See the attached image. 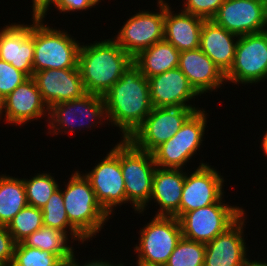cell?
Wrapping results in <instances>:
<instances>
[{
    "mask_svg": "<svg viewBox=\"0 0 267 266\" xmlns=\"http://www.w3.org/2000/svg\"><path fill=\"white\" fill-rule=\"evenodd\" d=\"M178 68L201 96L227 84L225 74L200 48L180 52Z\"/></svg>",
    "mask_w": 267,
    "mask_h": 266,
    "instance_id": "7402d4cb",
    "label": "cell"
},
{
    "mask_svg": "<svg viewBox=\"0 0 267 266\" xmlns=\"http://www.w3.org/2000/svg\"><path fill=\"white\" fill-rule=\"evenodd\" d=\"M76 256H78V255H76V253L74 254V256H73V260H72V262H71V264L70 265H66V266H104V259L103 258H99V260H98V258L96 259V258H94V259H92V260H86V261H78L79 259L78 258H76Z\"/></svg>",
    "mask_w": 267,
    "mask_h": 266,
    "instance_id": "74e56055",
    "label": "cell"
},
{
    "mask_svg": "<svg viewBox=\"0 0 267 266\" xmlns=\"http://www.w3.org/2000/svg\"><path fill=\"white\" fill-rule=\"evenodd\" d=\"M38 172L34 176L30 175V179L23 177V183L28 205L41 209L61 183L49 171Z\"/></svg>",
    "mask_w": 267,
    "mask_h": 266,
    "instance_id": "f1b7e54d",
    "label": "cell"
},
{
    "mask_svg": "<svg viewBox=\"0 0 267 266\" xmlns=\"http://www.w3.org/2000/svg\"><path fill=\"white\" fill-rule=\"evenodd\" d=\"M185 170L171 168H155L152 182V192L149 203L136 214H143L153 206V202L159 209L153 216H166L179 218V206L184 186ZM148 207V208H147ZM145 211V212H144Z\"/></svg>",
    "mask_w": 267,
    "mask_h": 266,
    "instance_id": "44dd1931",
    "label": "cell"
},
{
    "mask_svg": "<svg viewBox=\"0 0 267 266\" xmlns=\"http://www.w3.org/2000/svg\"><path fill=\"white\" fill-rule=\"evenodd\" d=\"M207 118L209 114L202 107L185 121L172 138L157 147L152 152L156 167L187 170L188 163L203 147L205 131L208 132Z\"/></svg>",
    "mask_w": 267,
    "mask_h": 266,
    "instance_id": "8992f818",
    "label": "cell"
},
{
    "mask_svg": "<svg viewBox=\"0 0 267 266\" xmlns=\"http://www.w3.org/2000/svg\"><path fill=\"white\" fill-rule=\"evenodd\" d=\"M238 36L267 30V0H225L211 19Z\"/></svg>",
    "mask_w": 267,
    "mask_h": 266,
    "instance_id": "9a60e30c",
    "label": "cell"
},
{
    "mask_svg": "<svg viewBox=\"0 0 267 266\" xmlns=\"http://www.w3.org/2000/svg\"><path fill=\"white\" fill-rule=\"evenodd\" d=\"M109 126L128 139L152 111L148 79L133 62L103 95Z\"/></svg>",
    "mask_w": 267,
    "mask_h": 266,
    "instance_id": "6da1fadb",
    "label": "cell"
},
{
    "mask_svg": "<svg viewBox=\"0 0 267 266\" xmlns=\"http://www.w3.org/2000/svg\"><path fill=\"white\" fill-rule=\"evenodd\" d=\"M156 164L151 152L137 148L129 139H121V170L124 178L126 205L134 213L141 211L151 198Z\"/></svg>",
    "mask_w": 267,
    "mask_h": 266,
    "instance_id": "52a82bcc",
    "label": "cell"
},
{
    "mask_svg": "<svg viewBox=\"0 0 267 266\" xmlns=\"http://www.w3.org/2000/svg\"><path fill=\"white\" fill-rule=\"evenodd\" d=\"M32 78L48 108L59 102L82 97L87 93L78 67L45 69L35 72Z\"/></svg>",
    "mask_w": 267,
    "mask_h": 266,
    "instance_id": "ffe728a7",
    "label": "cell"
},
{
    "mask_svg": "<svg viewBox=\"0 0 267 266\" xmlns=\"http://www.w3.org/2000/svg\"><path fill=\"white\" fill-rule=\"evenodd\" d=\"M3 100H4V98H2V97L0 96V121L3 120V119H2V113H3Z\"/></svg>",
    "mask_w": 267,
    "mask_h": 266,
    "instance_id": "b9f144b4",
    "label": "cell"
},
{
    "mask_svg": "<svg viewBox=\"0 0 267 266\" xmlns=\"http://www.w3.org/2000/svg\"><path fill=\"white\" fill-rule=\"evenodd\" d=\"M251 258L249 255L245 258L244 262H243V265L242 266H267V259L265 258H262V260H252V259H249ZM263 259H265L263 261Z\"/></svg>",
    "mask_w": 267,
    "mask_h": 266,
    "instance_id": "f35d334b",
    "label": "cell"
},
{
    "mask_svg": "<svg viewBox=\"0 0 267 266\" xmlns=\"http://www.w3.org/2000/svg\"><path fill=\"white\" fill-rule=\"evenodd\" d=\"M150 220L137 232L139 242L133 247L136 263L165 266L182 238L180 223L176 217L154 216Z\"/></svg>",
    "mask_w": 267,
    "mask_h": 266,
    "instance_id": "ba28073f",
    "label": "cell"
},
{
    "mask_svg": "<svg viewBox=\"0 0 267 266\" xmlns=\"http://www.w3.org/2000/svg\"><path fill=\"white\" fill-rule=\"evenodd\" d=\"M30 20L32 23L8 22L0 27V59L28 77L34 74V18Z\"/></svg>",
    "mask_w": 267,
    "mask_h": 266,
    "instance_id": "e0dca14e",
    "label": "cell"
},
{
    "mask_svg": "<svg viewBox=\"0 0 267 266\" xmlns=\"http://www.w3.org/2000/svg\"><path fill=\"white\" fill-rule=\"evenodd\" d=\"M100 2L98 0H56L53 9L55 8L60 14L74 12L89 11L90 9L97 8Z\"/></svg>",
    "mask_w": 267,
    "mask_h": 266,
    "instance_id": "e575fe53",
    "label": "cell"
},
{
    "mask_svg": "<svg viewBox=\"0 0 267 266\" xmlns=\"http://www.w3.org/2000/svg\"><path fill=\"white\" fill-rule=\"evenodd\" d=\"M15 244L7 227L0 224V266H11Z\"/></svg>",
    "mask_w": 267,
    "mask_h": 266,
    "instance_id": "d590c367",
    "label": "cell"
},
{
    "mask_svg": "<svg viewBox=\"0 0 267 266\" xmlns=\"http://www.w3.org/2000/svg\"><path fill=\"white\" fill-rule=\"evenodd\" d=\"M43 226L65 232L74 242L83 245L89 241L69 222L64 207L62 189L59 187L49 198L46 205L41 208Z\"/></svg>",
    "mask_w": 267,
    "mask_h": 266,
    "instance_id": "83f0119b",
    "label": "cell"
},
{
    "mask_svg": "<svg viewBox=\"0 0 267 266\" xmlns=\"http://www.w3.org/2000/svg\"><path fill=\"white\" fill-rule=\"evenodd\" d=\"M247 217L248 215L245 212L224 233L219 234L211 242L205 244L206 250L203 266L243 265L245 258L249 254V246L245 242L246 234H244V228L249 223L248 221L246 222Z\"/></svg>",
    "mask_w": 267,
    "mask_h": 266,
    "instance_id": "d6986e66",
    "label": "cell"
},
{
    "mask_svg": "<svg viewBox=\"0 0 267 266\" xmlns=\"http://www.w3.org/2000/svg\"><path fill=\"white\" fill-rule=\"evenodd\" d=\"M156 1L155 11L139 8L111 37L132 58L164 39L165 0Z\"/></svg>",
    "mask_w": 267,
    "mask_h": 266,
    "instance_id": "8fae6325",
    "label": "cell"
},
{
    "mask_svg": "<svg viewBox=\"0 0 267 266\" xmlns=\"http://www.w3.org/2000/svg\"><path fill=\"white\" fill-rule=\"evenodd\" d=\"M56 0H32V18H45L47 13L52 10L51 8L55 5Z\"/></svg>",
    "mask_w": 267,
    "mask_h": 266,
    "instance_id": "8d00e7d4",
    "label": "cell"
},
{
    "mask_svg": "<svg viewBox=\"0 0 267 266\" xmlns=\"http://www.w3.org/2000/svg\"><path fill=\"white\" fill-rule=\"evenodd\" d=\"M202 108L153 107L144 122L128 138L137 148L153 152L172 138L185 121Z\"/></svg>",
    "mask_w": 267,
    "mask_h": 266,
    "instance_id": "4fadbf2b",
    "label": "cell"
},
{
    "mask_svg": "<svg viewBox=\"0 0 267 266\" xmlns=\"http://www.w3.org/2000/svg\"><path fill=\"white\" fill-rule=\"evenodd\" d=\"M42 226L41 209L27 205L13 217L6 227L14 242L19 243Z\"/></svg>",
    "mask_w": 267,
    "mask_h": 266,
    "instance_id": "f546056e",
    "label": "cell"
},
{
    "mask_svg": "<svg viewBox=\"0 0 267 266\" xmlns=\"http://www.w3.org/2000/svg\"><path fill=\"white\" fill-rule=\"evenodd\" d=\"M82 42L78 68L87 93L103 96L133 63V58L112 38Z\"/></svg>",
    "mask_w": 267,
    "mask_h": 266,
    "instance_id": "7a4b0ae2",
    "label": "cell"
},
{
    "mask_svg": "<svg viewBox=\"0 0 267 266\" xmlns=\"http://www.w3.org/2000/svg\"><path fill=\"white\" fill-rule=\"evenodd\" d=\"M28 205L23 178L0 174V224L7 226Z\"/></svg>",
    "mask_w": 267,
    "mask_h": 266,
    "instance_id": "4316f807",
    "label": "cell"
},
{
    "mask_svg": "<svg viewBox=\"0 0 267 266\" xmlns=\"http://www.w3.org/2000/svg\"><path fill=\"white\" fill-rule=\"evenodd\" d=\"M265 132V133H264ZM263 132V135H262V140L260 142V146L259 147L263 152L264 156L267 157V128H266V131Z\"/></svg>",
    "mask_w": 267,
    "mask_h": 266,
    "instance_id": "ab89813d",
    "label": "cell"
},
{
    "mask_svg": "<svg viewBox=\"0 0 267 266\" xmlns=\"http://www.w3.org/2000/svg\"><path fill=\"white\" fill-rule=\"evenodd\" d=\"M225 78L228 84L244 87L267 81V30L239 36L234 62Z\"/></svg>",
    "mask_w": 267,
    "mask_h": 266,
    "instance_id": "7c38bea8",
    "label": "cell"
},
{
    "mask_svg": "<svg viewBox=\"0 0 267 266\" xmlns=\"http://www.w3.org/2000/svg\"><path fill=\"white\" fill-rule=\"evenodd\" d=\"M11 266H66V264L51 252L19 242L15 244Z\"/></svg>",
    "mask_w": 267,
    "mask_h": 266,
    "instance_id": "4dcf8cb0",
    "label": "cell"
},
{
    "mask_svg": "<svg viewBox=\"0 0 267 266\" xmlns=\"http://www.w3.org/2000/svg\"><path fill=\"white\" fill-rule=\"evenodd\" d=\"M46 18H34V73L45 69L78 67L81 43L67 30L49 26Z\"/></svg>",
    "mask_w": 267,
    "mask_h": 266,
    "instance_id": "5b68a950",
    "label": "cell"
},
{
    "mask_svg": "<svg viewBox=\"0 0 267 266\" xmlns=\"http://www.w3.org/2000/svg\"><path fill=\"white\" fill-rule=\"evenodd\" d=\"M166 1L164 40L179 52L199 48L201 29L205 19L183 12L181 9L175 12L169 0Z\"/></svg>",
    "mask_w": 267,
    "mask_h": 266,
    "instance_id": "603a6c76",
    "label": "cell"
},
{
    "mask_svg": "<svg viewBox=\"0 0 267 266\" xmlns=\"http://www.w3.org/2000/svg\"><path fill=\"white\" fill-rule=\"evenodd\" d=\"M95 164L91 171L81 172L89 180L98 203L112 218L116 208L126 204L125 182L121 170V138Z\"/></svg>",
    "mask_w": 267,
    "mask_h": 266,
    "instance_id": "30bf717a",
    "label": "cell"
},
{
    "mask_svg": "<svg viewBox=\"0 0 267 266\" xmlns=\"http://www.w3.org/2000/svg\"><path fill=\"white\" fill-rule=\"evenodd\" d=\"M183 12L211 20L225 0H182Z\"/></svg>",
    "mask_w": 267,
    "mask_h": 266,
    "instance_id": "836d02e7",
    "label": "cell"
},
{
    "mask_svg": "<svg viewBox=\"0 0 267 266\" xmlns=\"http://www.w3.org/2000/svg\"><path fill=\"white\" fill-rule=\"evenodd\" d=\"M223 197L218 203L185 212L178 218L182 237L207 244L216 236L224 233L247 210L230 202L225 203Z\"/></svg>",
    "mask_w": 267,
    "mask_h": 266,
    "instance_id": "9c48e42d",
    "label": "cell"
},
{
    "mask_svg": "<svg viewBox=\"0 0 267 266\" xmlns=\"http://www.w3.org/2000/svg\"><path fill=\"white\" fill-rule=\"evenodd\" d=\"M102 125L109 127L103 96L86 93L82 97L52 105L45 134L55 137L82 130L95 131V128L104 127Z\"/></svg>",
    "mask_w": 267,
    "mask_h": 266,
    "instance_id": "277c9868",
    "label": "cell"
},
{
    "mask_svg": "<svg viewBox=\"0 0 267 266\" xmlns=\"http://www.w3.org/2000/svg\"><path fill=\"white\" fill-rule=\"evenodd\" d=\"M199 166L193 171L185 170L184 186L179 206V217L201 207L218 203L226 192L223 174L212 165L200 160ZM189 171V172H188Z\"/></svg>",
    "mask_w": 267,
    "mask_h": 266,
    "instance_id": "5bb4252c",
    "label": "cell"
},
{
    "mask_svg": "<svg viewBox=\"0 0 267 266\" xmlns=\"http://www.w3.org/2000/svg\"><path fill=\"white\" fill-rule=\"evenodd\" d=\"M238 39L213 20H204L199 48L226 74L233 65Z\"/></svg>",
    "mask_w": 267,
    "mask_h": 266,
    "instance_id": "cb8c5ba5",
    "label": "cell"
},
{
    "mask_svg": "<svg viewBox=\"0 0 267 266\" xmlns=\"http://www.w3.org/2000/svg\"><path fill=\"white\" fill-rule=\"evenodd\" d=\"M74 170L68 182H62L65 188L60 185L64 207L69 222L90 242L112 218L98 203L89 180L79 169Z\"/></svg>",
    "mask_w": 267,
    "mask_h": 266,
    "instance_id": "3957f363",
    "label": "cell"
},
{
    "mask_svg": "<svg viewBox=\"0 0 267 266\" xmlns=\"http://www.w3.org/2000/svg\"><path fill=\"white\" fill-rule=\"evenodd\" d=\"M180 52L166 40L156 42L141 51L133 62L140 68L141 73L149 79L179 65Z\"/></svg>",
    "mask_w": 267,
    "mask_h": 266,
    "instance_id": "d4e9b609",
    "label": "cell"
},
{
    "mask_svg": "<svg viewBox=\"0 0 267 266\" xmlns=\"http://www.w3.org/2000/svg\"><path fill=\"white\" fill-rule=\"evenodd\" d=\"M29 77L10 63L0 59V96L5 98Z\"/></svg>",
    "mask_w": 267,
    "mask_h": 266,
    "instance_id": "d6a6232c",
    "label": "cell"
},
{
    "mask_svg": "<svg viewBox=\"0 0 267 266\" xmlns=\"http://www.w3.org/2000/svg\"><path fill=\"white\" fill-rule=\"evenodd\" d=\"M114 261H112V263H111V260L109 261V260H104V266H127L128 264H127V262H122L121 260H120V262L118 263L117 262V264L114 262ZM136 264V266H137V263H135Z\"/></svg>",
    "mask_w": 267,
    "mask_h": 266,
    "instance_id": "60d3db41",
    "label": "cell"
},
{
    "mask_svg": "<svg viewBox=\"0 0 267 266\" xmlns=\"http://www.w3.org/2000/svg\"><path fill=\"white\" fill-rule=\"evenodd\" d=\"M206 245L182 237L165 266H203Z\"/></svg>",
    "mask_w": 267,
    "mask_h": 266,
    "instance_id": "1f68e13d",
    "label": "cell"
},
{
    "mask_svg": "<svg viewBox=\"0 0 267 266\" xmlns=\"http://www.w3.org/2000/svg\"><path fill=\"white\" fill-rule=\"evenodd\" d=\"M22 243L32 248L51 252L57 255L66 265L71 264L76 252L74 241L65 232L46 226H42L33 232Z\"/></svg>",
    "mask_w": 267,
    "mask_h": 266,
    "instance_id": "484cf974",
    "label": "cell"
},
{
    "mask_svg": "<svg viewBox=\"0 0 267 266\" xmlns=\"http://www.w3.org/2000/svg\"><path fill=\"white\" fill-rule=\"evenodd\" d=\"M47 116V117H46ZM12 126H24L39 119L48 122L49 108L44 103L41 93L32 77L18 85L3 100L2 118ZM47 118V119H46Z\"/></svg>",
    "mask_w": 267,
    "mask_h": 266,
    "instance_id": "2e32d148",
    "label": "cell"
},
{
    "mask_svg": "<svg viewBox=\"0 0 267 266\" xmlns=\"http://www.w3.org/2000/svg\"><path fill=\"white\" fill-rule=\"evenodd\" d=\"M148 83L152 107L200 108L193 102L198 97L204 98L178 67L150 77Z\"/></svg>",
    "mask_w": 267,
    "mask_h": 266,
    "instance_id": "ac0fdd59",
    "label": "cell"
}]
</instances>
